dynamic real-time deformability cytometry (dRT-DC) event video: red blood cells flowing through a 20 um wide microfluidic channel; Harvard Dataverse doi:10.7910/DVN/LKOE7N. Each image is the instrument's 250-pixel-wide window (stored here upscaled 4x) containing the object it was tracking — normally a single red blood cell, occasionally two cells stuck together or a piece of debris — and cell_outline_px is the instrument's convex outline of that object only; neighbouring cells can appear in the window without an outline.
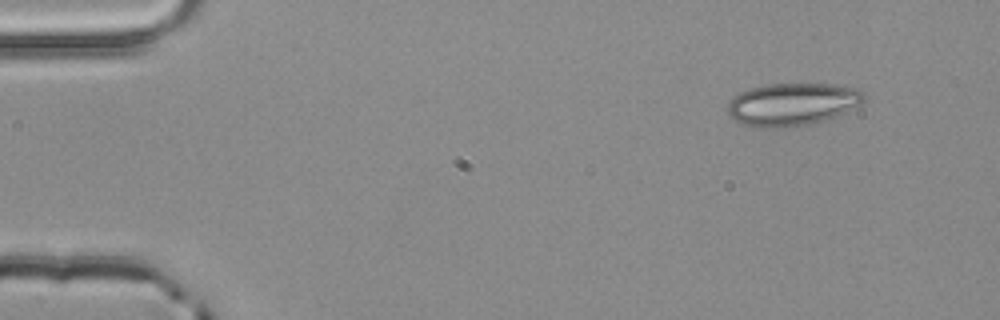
{"species": "common noctule bat (a hibernating species)", "species_latin": "Nyctalus noctula", "temperature_condition": "room temperature", "stored_images_in_passage": 3, "segment_of_instrument_passage": [2, 2], "camera_frame_rate_fps": 3000, "um_per_image_px": 0.085, "animal": {"sex": "male", "body_mass_g": 20.4}, "frame": {"image": 1, "passage_image": 3, "time_ms": 0.667, "image_size_px": [1000, 320], "cell_outline_px": [[864, 100], [860, 104], [844, 112], [824, 120], [812, 124], [776, 128], [752, 128], [740, 124], [728, 112], [728, 104], [740, 92], [748, 88], [764, 84], [832, 84], [856, 88], [864, 92]], "centroid_in_image_um": [67.32, 8.87], "position_along_channel_um": 17.7, "area_um2": 33.87}}